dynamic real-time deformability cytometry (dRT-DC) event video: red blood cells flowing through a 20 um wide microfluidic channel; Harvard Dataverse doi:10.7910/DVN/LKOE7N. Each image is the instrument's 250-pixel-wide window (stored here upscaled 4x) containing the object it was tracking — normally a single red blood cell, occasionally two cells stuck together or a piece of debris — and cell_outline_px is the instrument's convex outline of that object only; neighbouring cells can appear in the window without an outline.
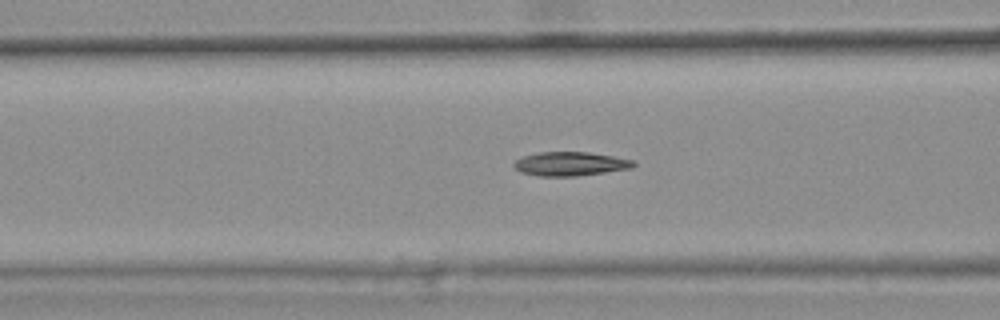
{"species": "common noctule bat (a hibernating species)", "species_latin": "Nyctalus noctula", "temperature_condition": "warm", "stored_images_in_passage": 46, "camera_frame_rate_fps": 3000, "um_per_image_px": 0.085, "animal": {"sex": "female", "body_mass_g": 25.1}, "frame": {"image": 1, "passage_image": 20, "time_ms": 6.333, "image_size_px": [1000, 320], "cell_outline_px": [[636, 164], [632, 168], [576, 176], [540, 176], [520, 172], [512, 164], [516, 160], [524, 156], [540, 152], [588, 152], [612, 156], [632, 160]], "centroid_in_image_um": [48.46, 13.93], "position_along_channel_um": 118.1, "area_um2": 16.47}, "authors_computed_cell_mechanics": {"area_um2": 16.5597, "velocity_mm_per_s": 3.785, "shape_relaxation_time_tau1_ms": null, "shape_relaxation_time_tau2_ms": 4.6402, "deformation_change_tau1": null, "deformation_change_tau2": 0.1202}}